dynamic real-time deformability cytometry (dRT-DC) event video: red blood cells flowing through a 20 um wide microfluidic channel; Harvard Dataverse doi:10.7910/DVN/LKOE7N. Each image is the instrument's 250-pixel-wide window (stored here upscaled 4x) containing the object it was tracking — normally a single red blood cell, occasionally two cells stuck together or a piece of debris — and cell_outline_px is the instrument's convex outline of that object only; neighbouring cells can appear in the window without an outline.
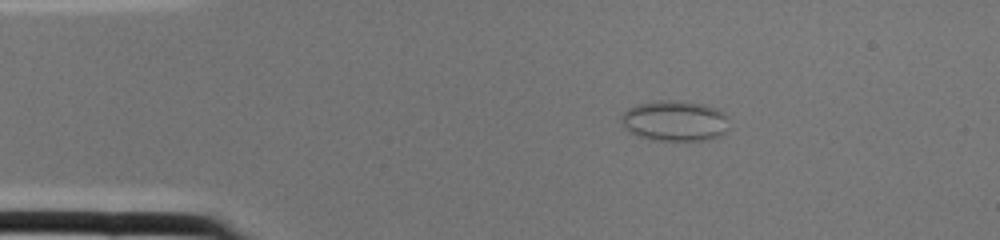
{"species": "common noctule bat (a hibernating species)", "species_latin": "Nyctalus noctula", "temperature_condition": "cold", "stored_images_in_passage": 1, "camera_frame_rate_fps": 3000, "um_per_image_px": 0.085, "animal": {"sex": "female", "body_mass_g": 22.0, "forearm_length_mm": 56.7}, "frame": {"image": 1, "passage_image": 1, "time_ms": 0.0, "image_size_px": [1000, 240], "cell_outline_px": [[728, 128], [720, 136], [708, 140], [652, 140], [628, 132], [624, 128], [620, 120], [620, 116], [628, 108], [636, 104], [660, 100], [672, 100], [704, 104], [716, 108], [724, 112], [728, 116]], "centroid_in_image_um": [57.35, 10.27], "position_along_channel_um": 27.7, "area_um2": 25.78}}